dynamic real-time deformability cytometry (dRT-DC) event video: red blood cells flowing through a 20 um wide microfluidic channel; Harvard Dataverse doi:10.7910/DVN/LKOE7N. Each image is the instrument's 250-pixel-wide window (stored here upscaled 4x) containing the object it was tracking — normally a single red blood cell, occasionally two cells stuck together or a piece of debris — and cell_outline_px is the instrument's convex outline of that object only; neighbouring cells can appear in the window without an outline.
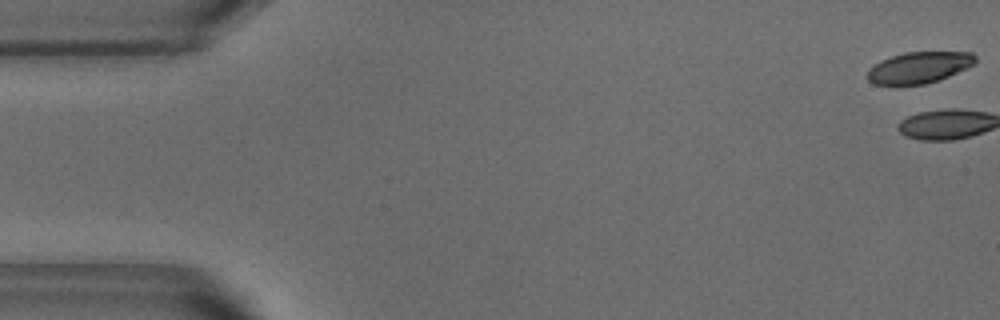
{"species": "common noctule bat (a hibernating species)", "species_latin": "Nyctalus noctula", "temperature_condition": "warm", "stored_images_in_passage": 2, "camera_frame_rate_fps": 3000, "um_per_image_px": 0.085, "animal": {"sex": "male", "body_mass_g": 18.8}, "frame": {"image": 1, "passage_image": 1, "time_ms": 0.0, "image_size_px": [1000, 320], "cell_outline_px": [[976, 64], [948, 76], [924, 84], [892, 88], [872, 84], [868, 80], [868, 68], [880, 60], [904, 52], [972, 52], [976, 56]], "centroid_in_image_um": [78.05, 5.78], "position_along_channel_um": 7.0, "area_um2": 20.35}}